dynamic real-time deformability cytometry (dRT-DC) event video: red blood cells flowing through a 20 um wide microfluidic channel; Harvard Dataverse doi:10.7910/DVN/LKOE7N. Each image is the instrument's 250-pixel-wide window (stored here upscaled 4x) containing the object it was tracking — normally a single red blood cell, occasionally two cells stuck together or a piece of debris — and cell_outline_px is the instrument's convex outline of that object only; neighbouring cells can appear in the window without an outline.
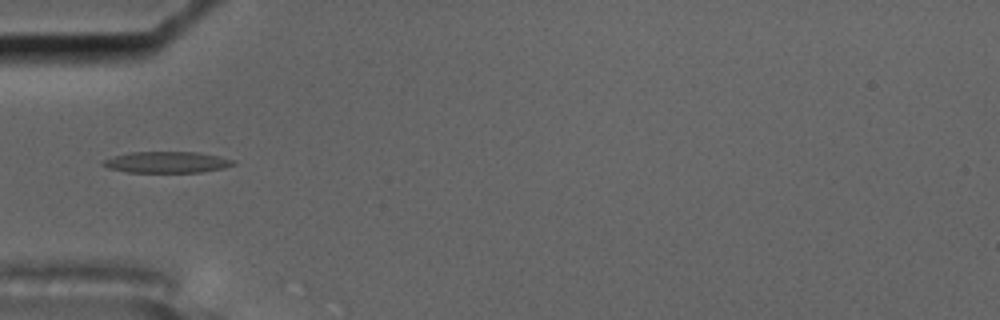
{"species": "common noctule bat (a hibernating species)", "species_latin": "Nyctalus noctula", "temperature_condition": "cold", "stored_images_in_passage": 39, "camera_frame_rate_fps": 3000, "um_per_image_px": 0.085, "animal": {"sex": "male", "body_mass_g": 17.5, "forearm_length_mm": 52.3}, "frame": {"image": 1, "passage_image": 1, "time_ms": 0.0, "image_size_px": [1000, 320], "cell_outline_px": [[236, 164], [224, 168], [200, 172], [128, 172], [108, 168], [100, 164], [104, 160], [128, 152], [196, 152], [220, 156], [236, 160]], "centroid_in_image_um": [14.22, 13.78], "position_along_channel_um": 70.8, "area_um2": 16.13}}
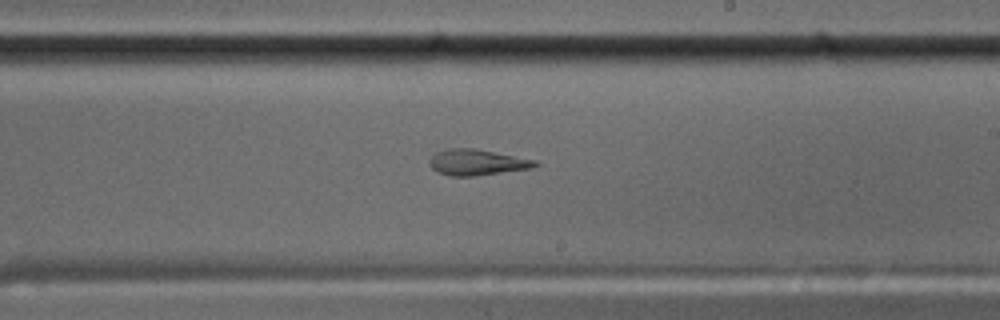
{"frame": {"image": 2, "passage_image": 16, "time_ms": 5.0, "image_size_px": [1000, 320], "cell_outline_px": [[540, 164], [532, 168], [472, 176], [452, 176], [436, 172], [428, 164], [428, 160], [436, 152], [448, 148], [476, 148], [536, 160]], "centroid_in_image_um": [40.52, 13.79], "position_along_channel_um": 248.5, "area_um2": 16.01}}
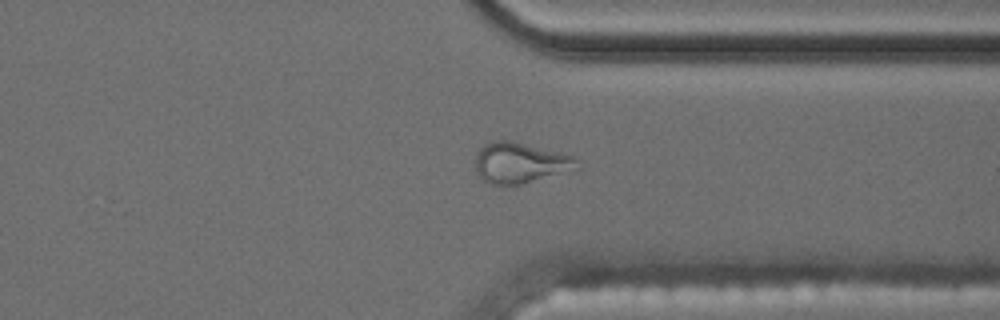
{"frame": {"image": 3, "passage_image": 26, "time_ms": 8.333, "image_size_px": [1000, 320], "cell_outline_px": [[580, 168], [520, 184], [492, 184], [484, 180], [476, 172], [476, 156], [480, 148], [484, 144], [492, 140], [508, 140], [572, 156], [576, 160]], "centroid_in_image_um": [44.17, 13.84], "position_along_channel_um": 367.2, "area_um2": 23.47}}